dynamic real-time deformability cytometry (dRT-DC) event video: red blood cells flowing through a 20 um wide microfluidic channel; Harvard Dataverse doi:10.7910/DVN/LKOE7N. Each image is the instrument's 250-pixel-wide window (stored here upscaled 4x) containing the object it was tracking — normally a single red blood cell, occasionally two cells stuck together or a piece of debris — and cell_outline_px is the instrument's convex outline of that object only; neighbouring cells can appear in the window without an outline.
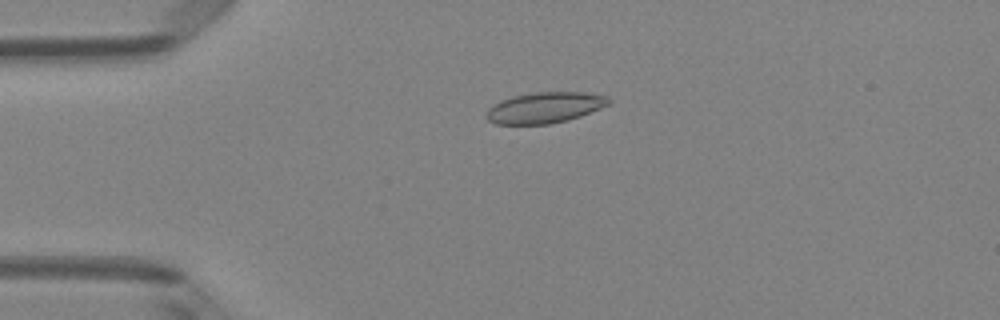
{"species": "Egyptian fruit bat (a non-hibernating species)", "species_latin": "Rousettus aegyptiacus", "temperature_condition": "room temperature", "stored_images_in_passage": 4, "camera_frame_rate_fps": 3000, "um_per_image_px": 0.085, "animal": {"sex": "female"}, "frame": {"image": 1, "passage_image": 3, "time_ms": 0.667, "image_size_px": [1000, 320], "cell_outline_px": [[612, 100], [608, 104], [600, 108], [580, 116], [568, 120], [548, 124], [496, 124], [488, 120], [484, 116], [484, 112], [492, 104], [500, 100], [512, 96], [532, 92], [584, 92], [608, 96]], "centroid_in_image_um": [46.26, 9.14], "position_along_channel_um": 38.7, "area_um2": 22.25}}